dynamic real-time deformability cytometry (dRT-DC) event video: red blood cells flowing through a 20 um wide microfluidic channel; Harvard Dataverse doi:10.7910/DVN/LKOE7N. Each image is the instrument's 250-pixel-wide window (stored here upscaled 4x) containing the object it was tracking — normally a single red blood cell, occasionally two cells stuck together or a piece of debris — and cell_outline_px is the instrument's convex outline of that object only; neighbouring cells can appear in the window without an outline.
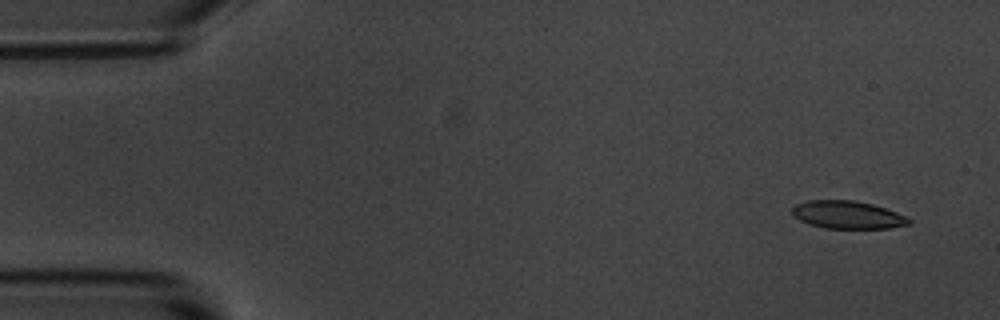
{"species": "common noctule bat (a hibernating species)", "species_latin": "Nyctalus noctula", "temperature_condition": "room temperature", "stored_images_in_passage": 53, "camera_frame_rate_fps": 3000, "um_per_image_px": 0.085, "animal": {"sex": "male", "body_mass_g": 20.1, "forearm_length_mm": 53.5}, "frame": {"image": 1, "passage_image": 1, "time_ms": 0.0, "image_size_px": [1000, 320], "cell_outline_px": [[912, 224], [888, 228], [824, 228], [808, 224], [792, 216], [792, 208], [796, 204], [808, 200], [852, 200], [872, 204], [896, 212], [912, 220]], "centroid_in_image_um": [72.02, 18.26], "position_along_channel_um": 13.0, "area_um2": 18.9}}
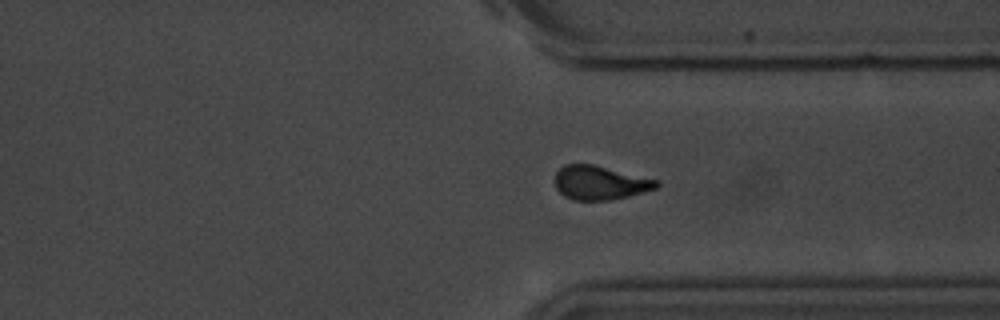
{"frame": {"image": 2, "passage_image": 39, "time_ms": 12.667, "image_size_px": [1000, 320], "cell_outline_px": [[660, 184], [656, 188], [628, 196], [608, 200], [572, 200], [564, 196], [556, 188], [556, 172], [564, 164], [592, 164], [660, 180]], "centroid_in_image_um": [51.0, 15.53], "position_along_channel_um": 360.4, "area_um2": 20.0}}
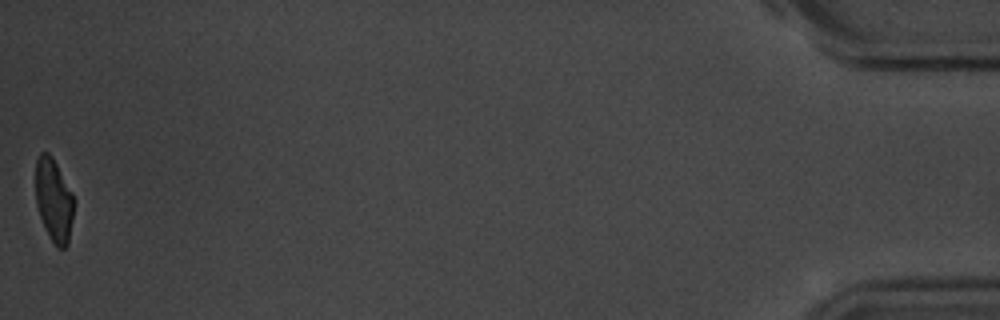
{"frame": {"image": 3, "passage_image": 53, "time_ms": 17.333, "image_size_px": [1000, 320], "cell_outline_px": [[76, 200], [68, 244], [64, 248], [56, 248], [48, 236], [40, 216], [36, 204], [36, 160], [40, 152], [48, 152], [52, 156], [72, 192]], "centroid_in_image_um": [4.59, 17.03], "position_along_channel_um": 430.6, "area_um2": 18.84}, "authors_computed_cell_mechanics": {"area_um2": 20.23, "velocity_mm_per_s": 3.6049, "shape_relaxation_time_tau1_ms": 3.2833, "shape_relaxation_time_tau2_ms": 2.4253, "deformation_change_tau1": 0.1603, "deformation_change_tau2": 0.0865}}